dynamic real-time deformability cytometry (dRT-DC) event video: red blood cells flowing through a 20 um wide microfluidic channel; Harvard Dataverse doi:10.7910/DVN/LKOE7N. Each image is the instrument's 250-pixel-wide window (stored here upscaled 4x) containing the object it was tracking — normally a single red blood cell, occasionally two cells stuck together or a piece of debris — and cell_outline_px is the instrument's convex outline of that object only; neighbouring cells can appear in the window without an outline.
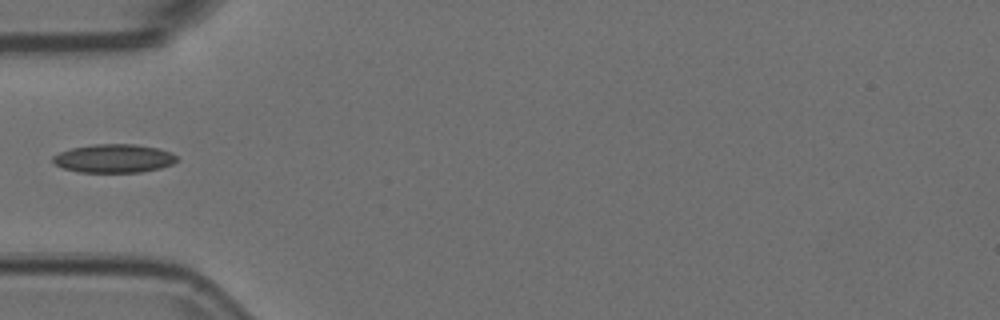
{"species": "Egyptian fruit bat (a non-hibernating species)", "species_latin": "Rousettus aegyptiacus", "temperature_condition": "room temperature", "stored_images_in_passage": 5, "camera_frame_rate_fps": 3000, "um_per_image_px": 0.085, "animal": {"sex": "female"}, "frame": {"image": 1, "passage_image": 5, "time_ms": 1.333, "image_size_px": [1000, 320], "cell_outline_px": [[180, 160], [172, 164], [160, 168], [140, 172], [80, 172], [64, 168], [56, 164], [52, 160], [52, 156], [60, 152], [72, 148], [92, 144], [136, 144], [156, 148], [172, 152]], "centroid_in_image_um": [9.71, 13.46], "position_along_channel_um": 75.3, "area_um2": 20.58}}